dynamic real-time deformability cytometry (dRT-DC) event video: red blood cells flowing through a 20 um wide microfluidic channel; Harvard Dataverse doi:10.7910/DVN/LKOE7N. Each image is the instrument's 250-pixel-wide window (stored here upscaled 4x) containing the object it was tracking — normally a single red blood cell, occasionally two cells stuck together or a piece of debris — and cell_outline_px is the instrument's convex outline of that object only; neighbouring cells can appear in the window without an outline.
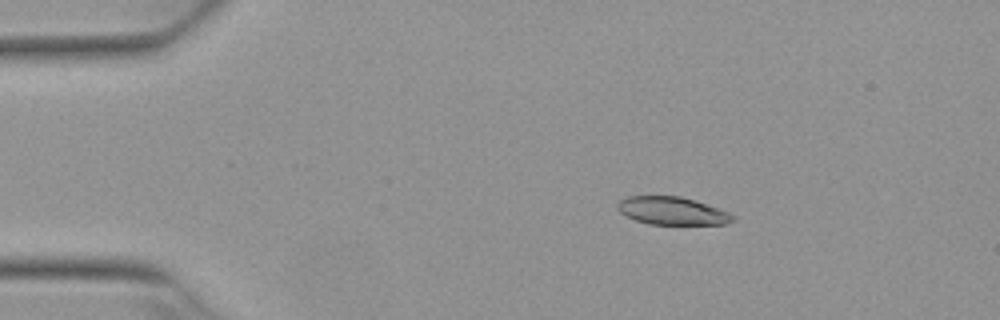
{"species": "Egyptian fruit bat (a non-hibernating species)", "species_latin": "Rousettus aegyptiacus", "temperature_condition": "warm", "stored_images_in_passage": 5, "camera_frame_rate_fps": 3000, "um_per_image_px": 0.085, "animal": {"sex": "female"}, "frame": {"image": 1, "passage_image": 3, "time_ms": 0.667, "image_size_px": [1000, 320], "cell_outline_px": [[736, 220], [724, 224], [648, 224], [636, 220], [620, 212], [616, 208], [616, 204], [620, 200], [628, 196], [680, 196], [720, 208], [736, 216]], "centroid_in_image_um": [57.15, 17.92], "position_along_channel_um": 27.9, "area_um2": 18.73}}
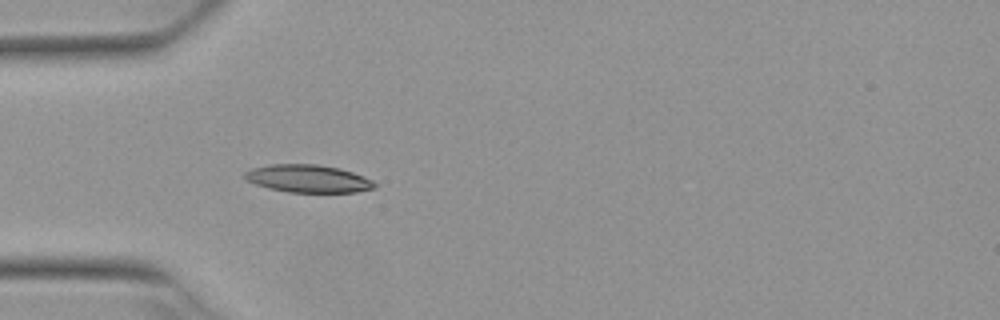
{"frame": {"image": 2, "passage_image": 5, "time_ms": 1.333, "image_size_px": [1000, 320], "cell_outline_px": [[376, 188], [356, 192], [288, 192], [268, 188], [256, 184], [248, 180], [244, 176], [244, 172], [252, 168], [268, 164], [316, 164], [340, 168], [364, 176], [372, 180], [376, 184]], "centroid_in_image_um": [26.2, 15.18], "position_along_channel_um": 58.8, "area_um2": 20.98}}